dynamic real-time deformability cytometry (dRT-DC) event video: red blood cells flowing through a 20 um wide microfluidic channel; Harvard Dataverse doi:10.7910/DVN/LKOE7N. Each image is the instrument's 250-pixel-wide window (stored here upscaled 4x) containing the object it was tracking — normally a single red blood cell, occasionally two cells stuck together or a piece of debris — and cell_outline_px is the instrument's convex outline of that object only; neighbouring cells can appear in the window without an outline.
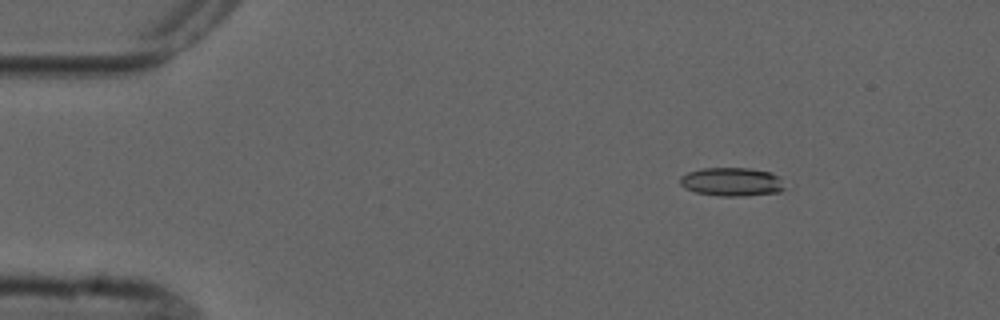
{"species": "common noctule bat (a hibernating species)", "species_latin": "Nyctalus noctula", "temperature_condition": "cold", "stored_images_in_passage": 6, "camera_frame_rate_fps": 3000, "um_per_image_px": 0.085, "animal": {"sex": "male", "forearm_length_mm": 52.5}, "frame": {"image": 1, "passage_image": 3, "time_ms": 2.333, "image_size_px": [1000, 320], "cell_outline_px": [[784, 188], [780, 192], [740, 196], [720, 196], [696, 192], [684, 188], [680, 184], [680, 176], [688, 172], [704, 168], [748, 168], [772, 172], [780, 180]], "centroid_in_image_um": [62.16, 15.45], "position_along_channel_um": 22.8, "area_um2": 17.28}}